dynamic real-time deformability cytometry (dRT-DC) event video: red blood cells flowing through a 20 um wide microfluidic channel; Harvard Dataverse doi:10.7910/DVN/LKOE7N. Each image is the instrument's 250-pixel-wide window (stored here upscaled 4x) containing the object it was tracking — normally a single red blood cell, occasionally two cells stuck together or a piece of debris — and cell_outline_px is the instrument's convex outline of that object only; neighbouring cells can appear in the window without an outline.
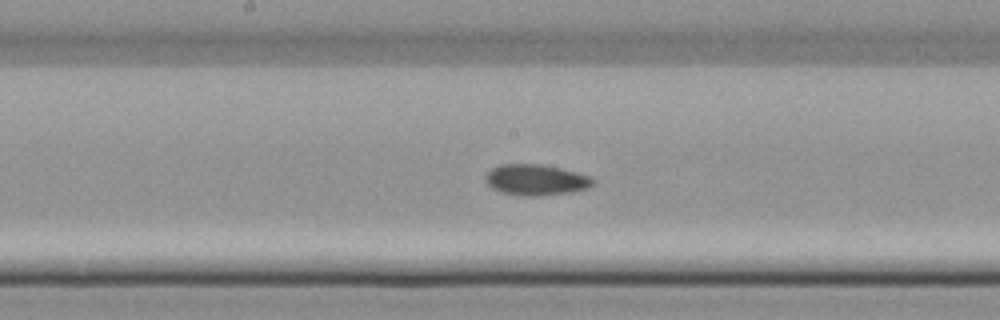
{"species": "common noctule bat (a hibernating species)", "species_latin": "Nyctalus noctula", "temperature_condition": "cold", "stored_images_in_passage": 34, "camera_frame_rate_fps": 3000, "um_per_image_px": 0.085, "animal": {"sex": "female", "body_mass_g": 22.7, "forearm_length_mm": 54.2}, "frame": {"image": 1, "passage_image": 17, "time_ms": 5.333, "image_size_px": [1000, 320], "cell_outline_px": [[596, 184], [588, 188], [572, 192], [536, 196], [520, 196], [500, 192], [492, 188], [484, 180], [484, 176], [492, 168], [500, 164], [540, 164], [560, 168], [592, 176], [596, 180]], "centroid_in_image_um": [45.57, 15.29], "position_along_channel_um": 202.6, "area_um2": 19.65}}
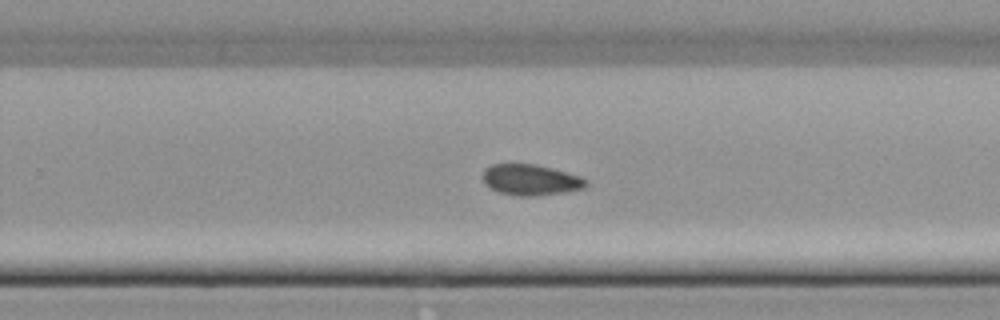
{"frame": {"image": 2, "passage_image": 23, "time_ms": 7.333, "image_size_px": [1000, 320], "cell_outline_px": [[588, 184], [584, 188], [564, 192], [536, 196], [516, 196], [500, 192], [488, 188], [484, 184], [484, 168], [492, 164], [536, 164], [552, 168], [580, 176], [588, 180]], "centroid_in_image_um": [45.1, 15.29], "position_along_channel_um": 284.7, "area_um2": 18.67}}
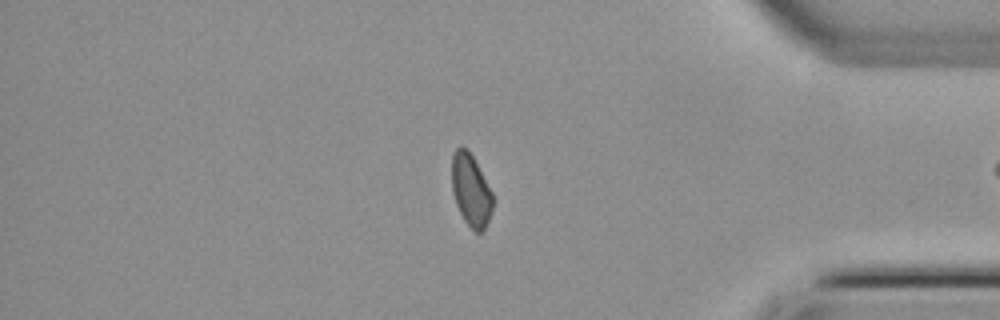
{"frame": {"image": 3, "passage_image": 33, "time_ms": 10.667, "image_size_px": [1000, 320], "cell_outline_px": [[492, 208], [484, 232], [476, 232], [464, 220], [456, 204], [452, 192], [452, 156], [456, 148], [460, 144], [468, 148], [492, 192]], "centroid_in_image_um": [40.01, 16.14], "position_along_channel_um": 395.2, "area_um2": 17.17}}